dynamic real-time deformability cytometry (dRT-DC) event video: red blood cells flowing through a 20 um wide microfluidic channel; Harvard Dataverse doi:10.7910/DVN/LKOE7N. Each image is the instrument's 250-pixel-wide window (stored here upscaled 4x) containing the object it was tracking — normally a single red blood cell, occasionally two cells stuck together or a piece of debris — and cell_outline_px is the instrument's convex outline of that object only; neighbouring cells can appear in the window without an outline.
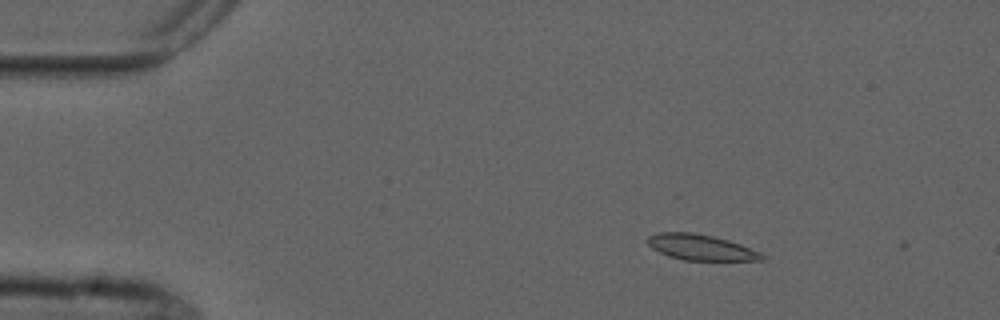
{"species": "common noctule bat (a hibernating species)", "species_latin": "Nyctalus noctula", "temperature_condition": "cold", "stored_images_in_passage": 7, "camera_frame_rate_fps": 3000, "um_per_image_px": 0.085, "animal": {"sex": "male", "forearm_length_mm": 52.5}, "frame": {"image": 1, "passage_image": 3, "time_ms": 2.333, "image_size_px": [1000, 320], "cell_outline_px": [[768, 256], [764, 260], [684, 260], [668, 256], [652, 248], [648, 244], [648, 236], [656, 232], [692, 232], [712, 236], [728, 240], [740, 244], [760, 252]], "centroid_in_image_um": [59.58, 21.02], "position_along_channel_um": 25.4, "area_um2": 17.11}}
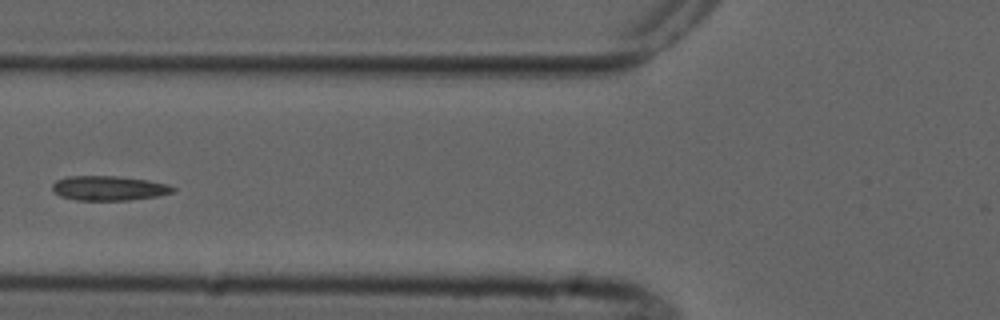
{"frame": {"image": 2, "passage_image": 6, "time_ms": 6.667, "image_size_px": [1000, 320], "cell_outline_px": [[176, 192], [156, 196], [128, 200], [76, 200], [60, 196], [52, 192], [52, 184], [56, 180], [68, 176], [120, 176], [148, 180], [168, 184], [176, 188]], "centroid_in_image_um": [9.25, 15.99], "position_along_channel_um": 116.6, "area_um2": 17.46}}
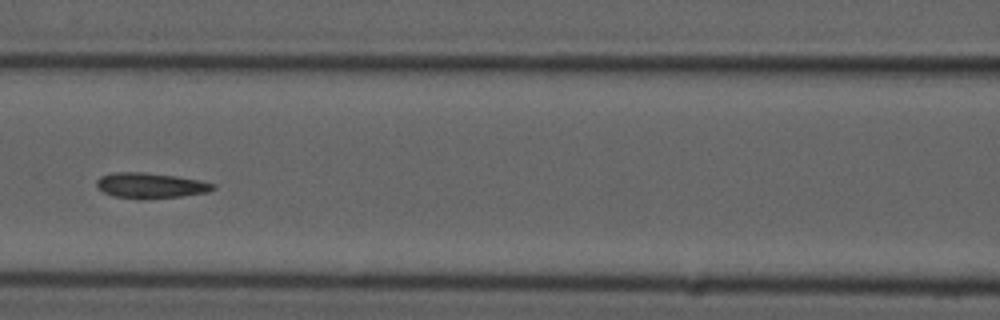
{"frame": {"image": 3, "passage_image": 7, "time_ms": 7.667, "image_size_px": [1000, 320], "cell_outline_px": [[216, 188], [208, 192], [180, 196], [140, 200], [136, 200], [112, 196], [104, 192], [96, 184], [96, 180], [100, 176], [112, 172], [144, 172], [176, 176], [200, 180], [216, 184]], "centroid_in_image_um": [12.78, 15.77], "position_along_channel_um": 153.8, "area_um2": 17.51}}